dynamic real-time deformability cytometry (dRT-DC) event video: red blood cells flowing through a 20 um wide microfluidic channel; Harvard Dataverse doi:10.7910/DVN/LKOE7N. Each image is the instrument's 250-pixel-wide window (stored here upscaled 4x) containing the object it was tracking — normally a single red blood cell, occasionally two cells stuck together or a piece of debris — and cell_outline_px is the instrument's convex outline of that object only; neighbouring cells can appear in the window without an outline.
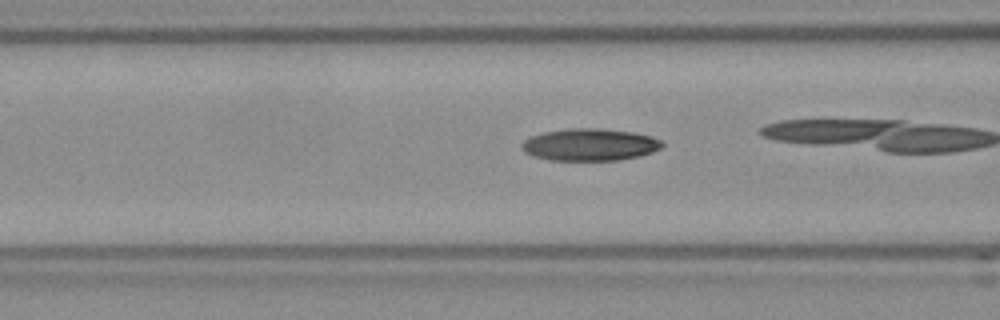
{"species": "Egyptian fruit bat (a non-hibernating species)", "species_latin": "Rousettus aegyptiacus", "temperature_condition": "room temperature", "stored_images_in_passage": 31, "camera_frame_rate_fps": 3000, "um_per_image_px": 0.085, "frame": {"image": 1, "passage_image": 10, "time_ms": 3.0, "image_size_px": [1000, 320], "cell_outline_px": [[664, 148], [640, 156], [616, 160], [548, 160], [532, 156], [524, 152], [520, 148], [520, 144], [524, 140], [532, 136], [544, 132], [572, 128], [600, 128], [632, 132], [652, 136], [660, 140], [664, 144]], "centroid_in_image_um": [50.13, 12.3], "position_along_channel_um": 116.5, "area_um2": 26.47}}